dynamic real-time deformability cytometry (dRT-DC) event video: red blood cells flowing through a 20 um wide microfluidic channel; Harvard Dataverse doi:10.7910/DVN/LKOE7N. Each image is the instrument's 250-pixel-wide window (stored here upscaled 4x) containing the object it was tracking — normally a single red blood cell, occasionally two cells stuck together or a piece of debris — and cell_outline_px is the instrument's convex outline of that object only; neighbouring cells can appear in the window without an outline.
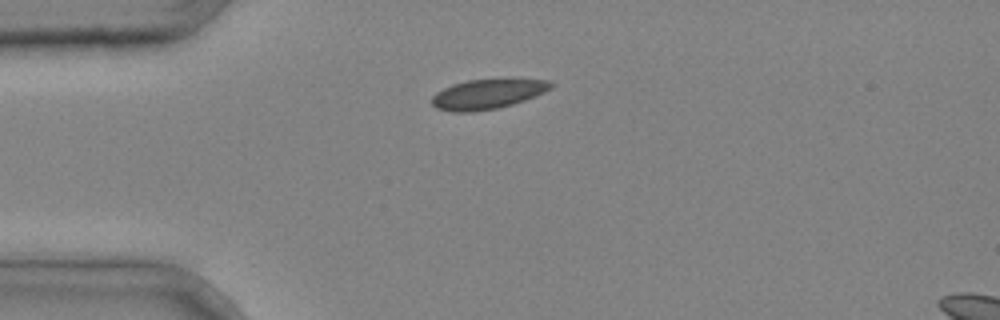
{"species": "common noctule bat (a hibernating species)", "species_latin": "Nyctalus noctula", "temperature_condition": "cold", "stored_images_in_passage": 5, "camera_frame_rate_fps": 3000, "um_per_image_px": 0.085, "animal": {"sex": "male", "body_mass_g": 20.4}, "frame": {"image": 1, "passage_image": 1, "time_ms": 0.0, "image_size_px": [1000, 320], "cell_outline_px": [[552, 88], [536, 96], [512, 104], [496, 108], [472, 112], [452, 112], [436, 108], [432, 104], [432, 96], [436, 92], [452, 84], [468, 80], [548, 80], [552, 84]], "centroid_in_image_um": [41.39, 8.01], "position_along_channel_um": 43.6, "area_um2": 20.29}}